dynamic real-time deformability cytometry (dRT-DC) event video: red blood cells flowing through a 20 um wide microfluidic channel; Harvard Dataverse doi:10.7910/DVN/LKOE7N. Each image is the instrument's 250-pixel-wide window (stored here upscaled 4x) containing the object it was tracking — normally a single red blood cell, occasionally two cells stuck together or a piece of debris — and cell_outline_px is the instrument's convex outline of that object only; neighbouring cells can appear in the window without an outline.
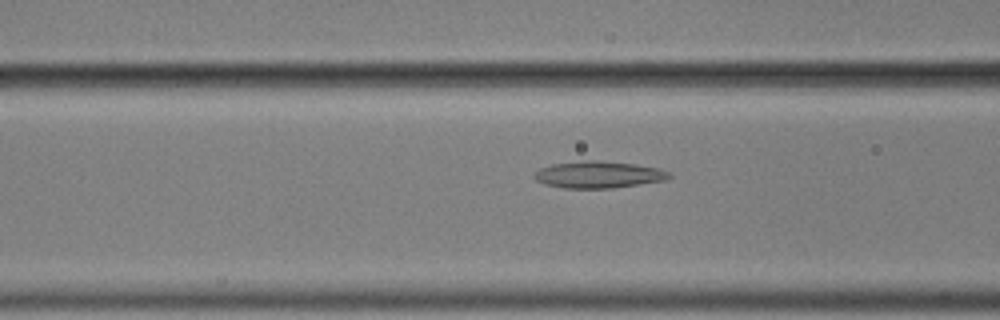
{"species": "common noctule bat (a hibernating species)", "species_latin": "Nyctalus noctula", "temperature_condition": "cold", "stored_images_in_passage": 45, "camera_frame_rate_fps": 3000, "um_per_image_px": 0.085, "animal": {"sex": "male", "body_mass_g": 17.9}, "frame": {"image": 1, "passage_image": 10, "time_ms": 3.0, "image_size_px": [1000, 320], "cell_outline_px": [[672, 176], [668, 180], [612, 188], [564, 188], [544, 184], [536, 180], [532, 176], [540, 168], [552, 164], [584, 160], [596, 160], [636, 164], [660, 168], [668, 172]], "centroid_in_image_um": [50.89, 14.84], "position_along_channel_um": 115.7, "area_um2": 21.21}}
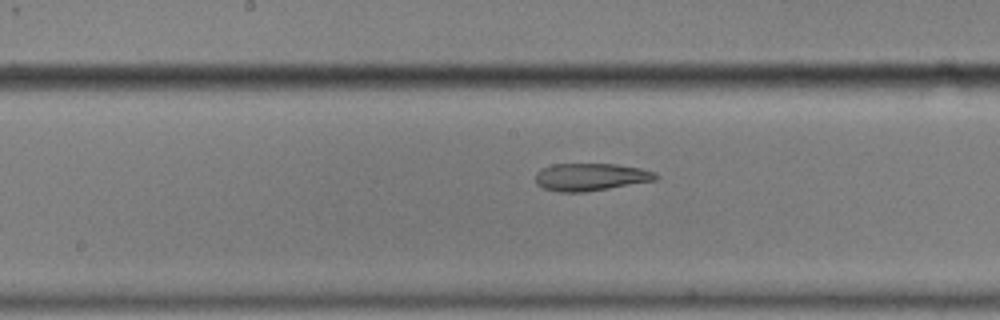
{"frame": {"image": 2, "passage_image": 17, "time_ms": 5.333, "image_size_px": [1000, 320], "cell_outline_px": [[660, 176], [656, 180], [584, 192], [560, 192], [544, 188], [536, 184], [536, 172], [552, 164], [616, 164], [640, 168], [656, 172]], "centroid_in_image_um": [50.22, 15.04], "position_along_channel_um": 198.0, "area_um2": 19.19}}
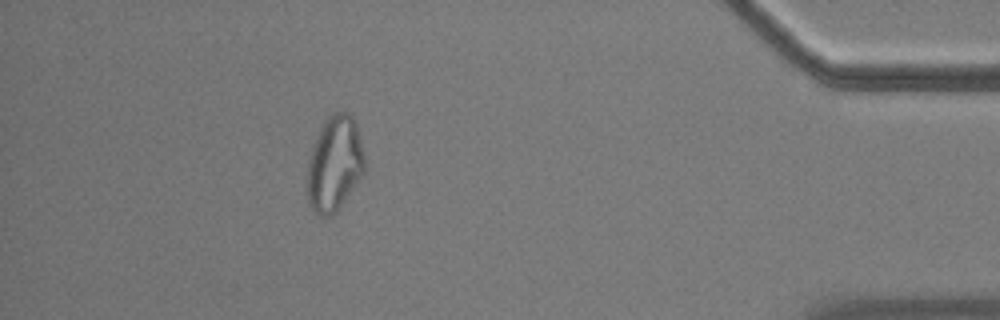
{"frame": {"image": 3, "passage_image": 39, "time_ms": 12.667, "image_size_px": [1000, 320], "cell_outline_px": [[364, 172], [336, 212], [332, 216], [320, 216], [308, 204], [304, 184], [308, 160], [316, 136], [324, 120], [332, 112], [348, 112], [352, 116], [356, 124], [364, 156]], "centroid_in_image_um": [28.38, 13.93], "position_along_channel_um": 406.8, "area_um2": 32.14}, "authors_computed_cell_mechanics": {"area_um2": 22.253, "velocity_mm_per_s": 3.5112, "shape_relaxation_time_tau1_ms": null, "shape_relaxation_time_tau2_ms": 5.3318, "deformation_change_tau1": null, "deformation_change_tau2": 0.1385}}